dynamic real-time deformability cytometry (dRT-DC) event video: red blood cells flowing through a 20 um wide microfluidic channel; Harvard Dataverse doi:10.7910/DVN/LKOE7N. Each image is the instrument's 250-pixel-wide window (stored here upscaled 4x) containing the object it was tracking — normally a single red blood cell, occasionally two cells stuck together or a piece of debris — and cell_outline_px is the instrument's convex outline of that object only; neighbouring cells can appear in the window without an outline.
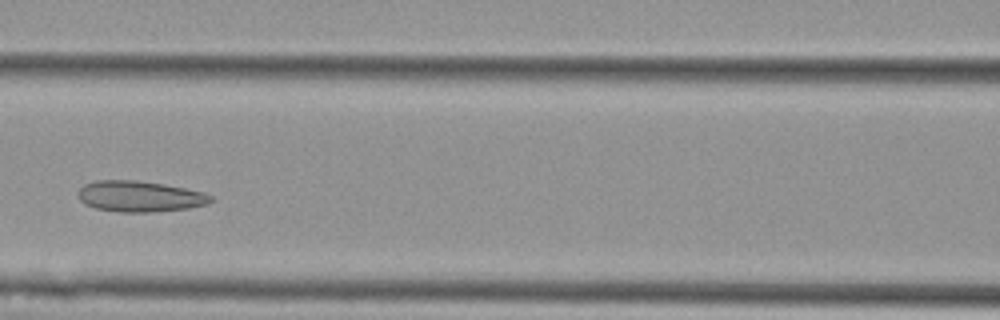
{"species": "Egyptian fruit bat (a non-hibernating species)", "species_latin": "Rousettus aegyptiacus", "temperature_condition": "cold", "stored_images_in_passage": 7, "camera_frame_rate_fps": 3000, "um_per_image_px": 0.085, "animal": {"sex": "female"}, "frame": {"image": 1, "passage_image": 4, "time_ms": 1.0, "image_size_px": [1000, 320], "cell_outline_px": [[212, 200], [208, 204], [188, 208], [152, 212], [120, 212], [96, 208], [84, 204], [80, 200], [76, 192], [84, 184], [96, 180], [136, 180], [164, 184], [204, 192], [212, 196]], "centroid_in_image_um": [11.85, 16.69], "position_along_channel_um": 154.7, "area_um2": 23.99}}
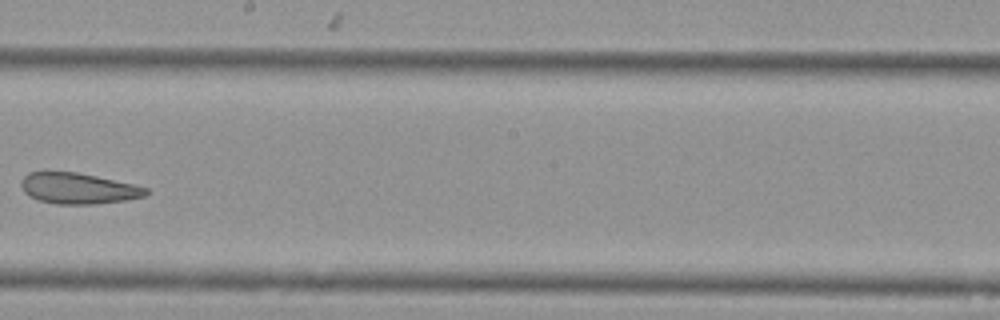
{"frame": {"image": 2, "passage_image": 6, "time_ms": 1.667, "image_size_px": [1000, 320], "cell_outline_px": [[148, 192], [144, 196], [124, 200], [96, 204], [56, 204], [36, 200], [28, 196], [24, 192], [20, 184], [24, 176], [28, 172], [76, 172], [136, 184], [148, 188]], "centroid_in_image_um": [6.63, 16.02], "position_along_channel_um": 241.6, "area_um2": 22.54}}
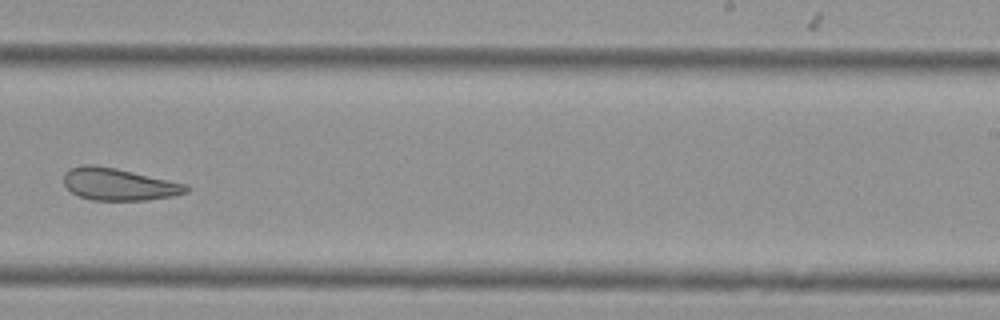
{"frame": {"image": 3, "passage_image": 7, "time_ms": 2.0, "image_size_px": [1000, 320], "cell_outline_px": [[188, 192], [172, 196], [148, 200], [92, 200], [80, 196], [72, 192], [64, 184], [64, 172], [68, 168], [80, 164], [92, 164], [116, 168], [188, 184]], "centroid_in_image_um": [10.08, 15.65], "position_along_channel_um": 278.9, "area_um2": 23.06}}